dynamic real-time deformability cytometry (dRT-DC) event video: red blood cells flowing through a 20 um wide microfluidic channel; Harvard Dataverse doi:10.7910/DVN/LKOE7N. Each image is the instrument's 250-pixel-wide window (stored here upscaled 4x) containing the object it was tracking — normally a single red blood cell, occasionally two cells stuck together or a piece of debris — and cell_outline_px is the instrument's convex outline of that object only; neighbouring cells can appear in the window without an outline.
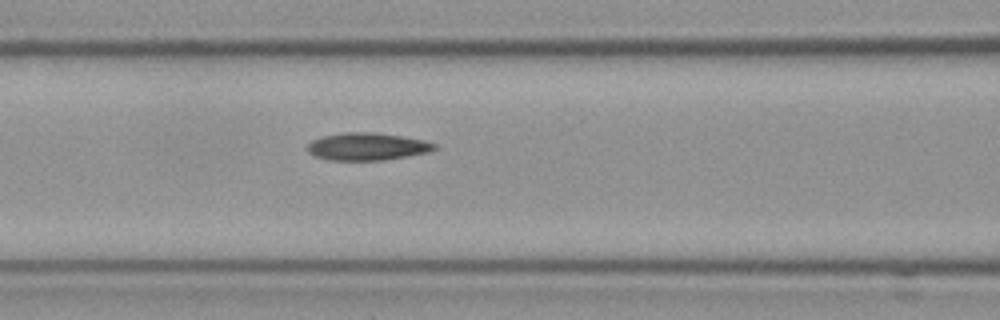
{"species": "Egyptian fruit bat (a non-hibernating species)", "species_latin": "Rousettus aegyptiacus", "temperature_condition": "cold", "stored_images_in_passage": 4, "camera_frame_rate_fps": 3000, "um_per_image_px": 0.085, "frame": {"image": 1, "passage_image": 4, "time_ms": 1.0, "image_size_px": [1000, 320], "cell_outline_px": [[436, 148], [428, 152], [408, 156], [384, 160], [332, 160], [316, 156], [308, 152], [308, 144], [312, 140], [320, 136], [344, 132], [376, 132], [424, 140], [436, 144]], "centroid_in_image_um": [31.2, 12.45], "position_along_channel_um": 135.4, "area_um2": 20.29}}